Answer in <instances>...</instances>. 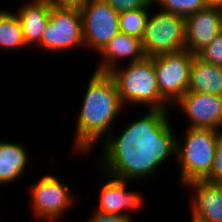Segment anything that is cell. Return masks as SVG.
Segmentation results:
<instances>
[{
	"label": "cell",
	"instance_id": "obj_1",
	"mask_svg": "<svg viewBox=\"0 0 222 222\" xmlns=\"http://www.w3.org/2000/svg\"><path fill=\"white\" fill-rule=\"evenodd\" d=\"M124 107L113 77L94 71L77 118L73 144L77 154L89 152L97 141H101V136L104 145L100 156L104 158L148 153L149 133L137 120L130 122L117 137L111 135V126Z\"/></svg>",
	"mask_w": 222,
	"mask_h": 222
},
{
	"label": "cell",
	"instance_id": "obj_2",
	"mask_svg": "<svg viewBox=\"0 0 222 222\" xmlns=\"http://www.w3.org/2000/svg\"><path fill=\"white\" fill-rule=\"evenodd\" d=\"M171 126L168 118L149 134L148 153L158 167L171 156L177 157L181 165V186L205 180L213 166L219 130L187 128L182 141L175 137Z\"/></svg>",
	"mask_w": 222,
	"mask_h": 222
},
{
	"label": "cell",
	"instance_id": "obj_3",
	"mask_svg": "<svg viewBox=\"0 0 222 222\" xmlns=\"http://www.w3.org/2000/svg\"><path fill=\"white\" fill-rule=\"evenodd\" d=\"M100 160L96 164L101 165L105 175L95 210L130 217L125 210L140 209L144 199L139 192L126 191V186L133 180L151 177L157 172L158 166L149 153L136 157H101Z\"/></svg>",
	"mask_w": 222,
	"mask_h": 222
},
{
	"label": "cell",
	"instance_id": "obj_4",
	"mask_svg": "<svg viewBox=\"0 0 222 222\" xmlns=\"http://www.w3.org/2000/svg\"><path fill=\"white\" fill-rule=\"evenodd\" d=\"M127 67H115L109 74L113 77L121 102L144 105L149 110L136 120L150 134L161 122L169 118L171 105L159 92L153 57L128 62Z\"/></svg>",
	"mask_w": 222,
	"mask_h": 222
},
{
	"label": "cell",
	"instance_id": "obj_5",
	"mask_svg": "<svg viewBox=\"0 0 222 222\" xmlns=\"http://www.w3.org/2000/svg\"><path fill=\"white\" fill-rule=\"evenodd\" d=\"M148 15L141 38L147 57L185 49V18L164 10Z\"/></svg>",
	"mask_w": 222,
	"mask_h": 222
},
{
	"label": "cell",
	"instance_id": "obj_6",
	"mask_svg": "<svg viewBox=\"0 0 222 222\" xmlns=\"http://www.w3.org/2000/svg\"><path fill=\"white\" fill-rule=\"evenodd\" d=\"M80 46L85 47L80 8L52 4L49 21L38 47L57 53Z\"/></svg>",
	"mask_w": 222,
	"mask_h": 222
},
{
	"label": "cell",
	"instance_id": "obj_7",
	"mask_svg": "<svg viewBox=\"0 0 222 222\" xmlns=\"http://www.w3.org/2000/svg\"><path fill=\"white\" fill-rule=\"evenodd\" d=\"M193 56L183 49L153 57L159 92L171 106L188 91Z\"/></svg>",
	"mask_w": 222,
	"mask_h": 222
},
{
	"label": "cell",
	"instance_id": "obj_8",
	"mask_svg": "<svg viewBox=\"0 0 222 222\" xmlns=\"http://www.w3.org/2000/svg\"><path fill=\"white\" fill-rule=\"evenodd\" d=\"M80 14L84 45L99 53L119 32V13L103 0H88Z\"/></svg>",
	"mask_w": 222,
	"mask_h": 222
},
{
	"label": "cell",
	"instance_id": "obj_9",
	"mask_svg": "<svg viewBox=\"0 0 222 222\" xmlns=\"http://www.w3.org/2000/svg\"><path fill=\"white\" fill-rule=\"evenodd\" d=\"M69 191V186L54 175H44L30 189L33 214L38 219L59 221V217L74 203V197Z\"/></svg>",
	"mask_w": 222,
	"mask_h": 222
},
{
	"label": "cell",
	"instance_id": "obj_10",
	"mask_svg": "<svg viewBox=\"0 0 222 222\" xmlns=\"http://www.w3.org/2000/svg\"><path fill=\"white\" fill-rule=\"evenodd\" d=\"M189 119V128H222V95L187 91L176 103Z\"/></svg>",
	"mask_w": 222,
	"mask_h": 222
},
{
	"label": "cell",
	"instance_id": "obj_11",
	"mask_svg": "<svg viewBox=\"0 0 222 222\" xmlns=\"http://www.w3.org/2000/svg\"><path fill=\"white\" fill-rule=\"evenodd\" d=\"M221 31L222 8L206 6L185 18V49L196 55Z\"/></svg>",
	"mask_w": 222,
	"mask_h": 222
},
{
	"label": "cell",
	"instance_id": "obj_12",
	"mask_svg": "<svg viewBox=\"0 0 222 222\" xmlns=\"http://www.w3.org/2000/svg\"><path fill=\"white\" fill-rule=\"evenodd\" d=\"M194 191L191 200V222H222V185L207 180L188 182Z\"/></svg>",
	"mask_w": 222,
	"mask_h": 222
},
{
	"label": "cell",
	"instance_id": "obj_13",
	"mask_svg": "<svg viewBox=\"0 0 222 222\" xmlns=\"http://www.w3.org/2000/svg\"><path fill=\"white\" fill-rule=\"evenodd\" d=\"M99 53L102 59L95 71L102 73H109L118 67L119 59L128 58L129 62H135L147 57L140 38L121 32H118Z\"/></svg>",
	"mask_w": 222,
	"mask_h": 222
},
{
	"label": "cell",
	"instance_id": "obj_14",
	"mask_svg": "<svg viewBox=\"0 0 222 222\" xmlns=\"http://www.w3.org/2000/svg\"><path fill=\"white\" fill-rule=\"evenodd\" d=\"M52 3L49 0H31L16 11L19 17L27 47L39 45L49 21Z\"/></svg>",
	"mask_w": 222,
	"mask_h": 222
},
{
	"label": "cell",
	"instance_id": "obj_15",
	"mask_svg": "<svg viewBox=\"0 0 222 222\" xmlns=\"http://www.w3.org/2000/svg\"><path fill=\"white\" fill-rule=\"evenodd\" d=\"M20 143L0 141V186L16 182L23 176L29 153Z\"/></svg>",
	"mask_w": 222,
	"mask_h": 222
},
{
	"label": "cell",
	"instance_id": "obj_16",
	"mask_svg": "<svg viewBox=\"0 0 222 222\" xmlns=\"http://www.w3.org/2000/svg\"><path fill=\"white\" fill-rule=\"evenodd\" d=\"M188 91L222 95V67L206 63L194 55Z\"/></svg>",
	"mask_w": 222,
	"mask_h": 222
},
{
	"label": "cell",
	"instance_id": "obj_17",
	"mask_svg": "<svg viewBox=\"0 0 222 222\" xmlns=\"http://www.w3.org/2000/svg\"><path fill=\"white\" fill-rule=\"evenodd\" d=\"M27 48L22 24L16 12L0 10V51Z\"/></svg>",
	"mask_w": 222,
	"mask_h": 222
},
{
	"label": "cell",
	"instance_id": "obj_18",
	"mask_svg": "<svg viewBox=\"0 0 222 222\" xmlns=\"http://www.w3.org/2000/svg\"><path fill=\"white\" fill-rule=\"evenodd\" d=\"M155 6L153 1L145 9L123 11L119 13V32L142 38L146 27L149 9Z\"/></svg>",
	"mask_w": 222,
	"mask_h": 222
},
{
	"label": "cell",
	"instance_id": "obj_19",
	"mask_svg": "<svg viewBox=\"0 0 222 222\" xmlns=\"http://www.w3.org/2000/svg\"><path fill=\"white\" fill-rule=\"evenodd\" d=\"M153 4H158L160 10H164L184 18L196 13L207 6L205 0H153Z\"/></svg>",
	"mask_w": 222,
	"mask_h": 222
},
{
	"label": "cell",
	"instance_id": "obj_20",
	"mask_svg": "<svg viewBox=\"0 0 222 222\" xmlns=\"http://www.w3.org/2000/svg\"><path fill=\"white\" fill-rule=\"evenodd\" d=\"M196 56L206 63L222 67V31Z\"/></svg>",
	"mask_w": 222,
	"mask_h": 222
},
{
	"label": "cell",
	"instance_id": "obj_21",
	"mask_svg": "<svg viewBox=\"0 0 222 222\" xmlns=\"http://www.w3.org/2000/svg\"><path fill=\"white\" fill-rule=\"evenodd\" d=\"M209 182L222 185V132L219 131L213 166L210 175L205 179Z\"/></svg>",
	"mask_w": 222,
	"mask_h": 222
},
{
	"label": "cell",
	"instance_id": "obj_22",
	"mask_svg": "<svg viewBox=\"0 0 222 222\" xmlns=\"http://www.w3.org/2000/svg\"><path fill=\"white\" fill-rule=\"evenodd\" d=\"M118 13L136 9H145L153 0H103Z\"/></svg>",
	"mask_w": 222,
	"mask_h": 222
},
{
	"label": "cell",
	"instance_id": "obj_23",
	"mask_svg": "<svg viewBox=\"0 0 222 222\" xmlns=\"http://www.w3.org/2000/svg\"><path fill=\"white\" fill-rule=\"evenodd\" d=\"M133 219L128 216L107 214L97 210L85 222H132Z\"/></svg>",
	"mask_w": 222,
	"mask_h": 222
},
{
	"label": "cell",
	"instance_id": "obj_24",
	"mask_svg": "<svg viewBox=\"0 0 222 222\" xmlns=\"http://www.w3.org/2000/svg\"><path fill=\"white\" fill-rule=\"evenodd\" d=\"M56 6L82 7L88 0H49Z\"/></svg>",
	"mask_w": 222,
	"mask_h": 222
},
{
	"label": "cell",
	"instance_id": "obj_25",
	"mask_svg": "<svg viewBox=\"0 0 222 222\" xmlns=\"http://www.w3.org/2000/svg\"><path fill=\"white\" fill-rule=\"evenodd\" d=\"M207 6L222 8V0H205Z\"/></svg>",
	"mask_w": 222,
	"mask_h": 222
}]
</instances>
